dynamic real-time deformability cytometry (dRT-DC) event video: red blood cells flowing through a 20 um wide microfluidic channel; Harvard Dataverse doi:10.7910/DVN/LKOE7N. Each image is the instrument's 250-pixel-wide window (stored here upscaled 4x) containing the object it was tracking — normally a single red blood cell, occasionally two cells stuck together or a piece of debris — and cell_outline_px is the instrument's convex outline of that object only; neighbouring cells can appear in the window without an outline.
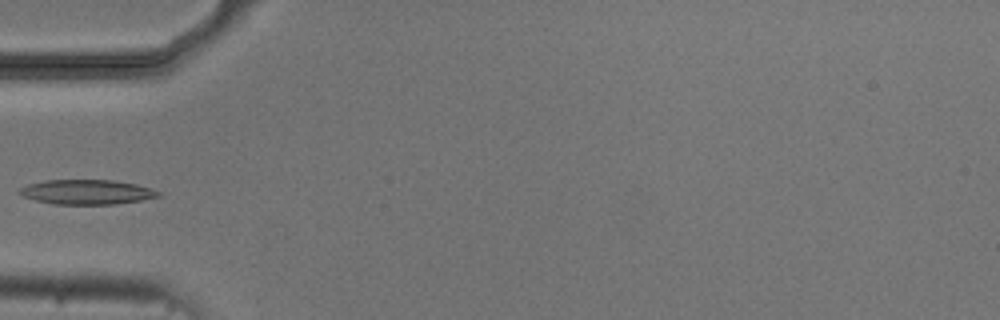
{"species": "common noctule bat (a hibernating species)", "species_latin": "Nyctalus noctula", "temperature_condition": "cold", "stored_images_in_passage": 6, "camera_frame_rate_fps": 3000, "um_per_image_px": 0.085, "animal": {"sex": "male", "body_mass_g": 20.5, "forearm_length_mm": 52.5}, "frame": {"image": 1, "passage_image": 6, "time_ms": 5.667, "image_size_px": [1000, 320], "cell_outline_px": [[160, 196], [140, 200], [116, 204], [56, 204], [36, 200], [24, 196], [16, 192], [20, 188], [28, 184], [44, 180], [112, 180], [136, 184], [160, 192]], "centroid_in_image_um": [7.34, 16.31], "position_along_channel_um": 77.7, "area_um2": 19.77}}